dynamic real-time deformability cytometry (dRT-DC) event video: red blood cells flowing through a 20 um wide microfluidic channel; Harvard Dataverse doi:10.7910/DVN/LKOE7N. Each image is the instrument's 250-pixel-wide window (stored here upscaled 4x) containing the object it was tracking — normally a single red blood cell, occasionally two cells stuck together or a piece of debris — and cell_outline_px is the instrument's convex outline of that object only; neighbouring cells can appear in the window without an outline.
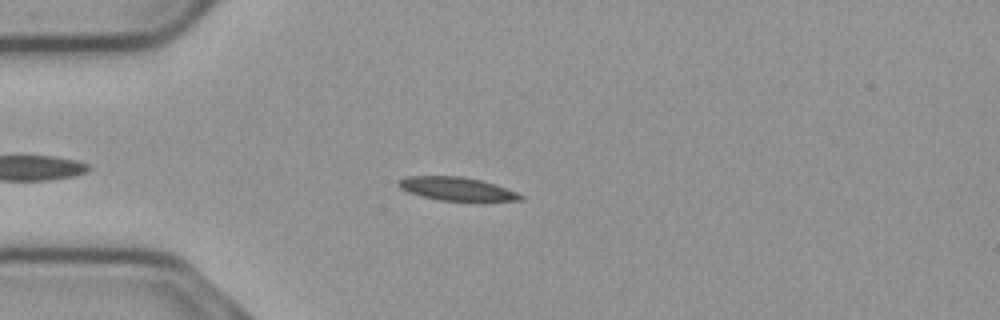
{"species": "common noctule bat (a hibernating species)", "species_latin": "Nyctalus noctula", "temperature_condition": "cold", "stored_images_in_passage": 49, "camera_frame_rate_fps": 3000, "um_per_image_px": 0.085, "animal": {"sex": "male", "body_mass_g": 23.1, "forearm_length_mm": 52.7}, "frame": {"image": 1, "passage_image": 8, "time_ms": 2.333, "image_size_px": [1000, 320], "cell_outline_px": [[524, 200], [440, 200], [420, 196], [408, 192], [400, 188], [396, 184], [396, 180], [404, 176], [464, 176], [496, 184], [516, 192], [524, 196]], "centroid_in_image_um": [38.75, 16.03], "position_along_channel_um": 46.3, "area_um2": 16.59}}
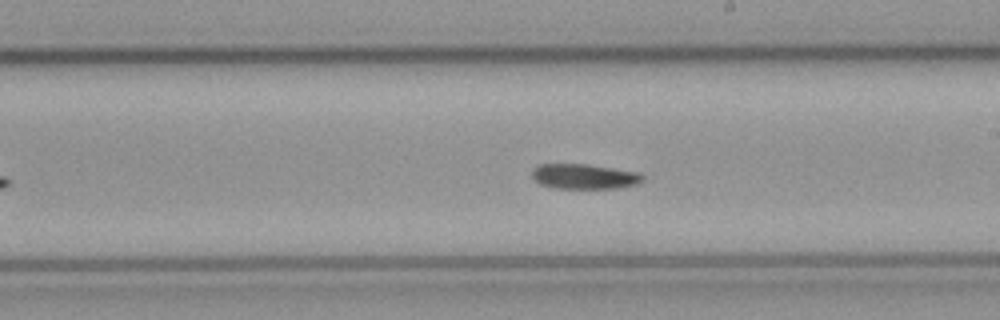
{"frame": {"image": 2, "passage_image": 25, "time_ms": 8.0, "image_size_px": [1000, 320], "cell_outline_px": [[644, 180], [636, 184], [620, 188], [556, 188], [540, 184], [532, 176], [532, 168], [540, 164], [588, 164], [640, 172], [644, 176]], "centroid_in_image_um": [49.69, 14.99], "position_along_channel_um": 239.3, "area_um2": 16.24}}
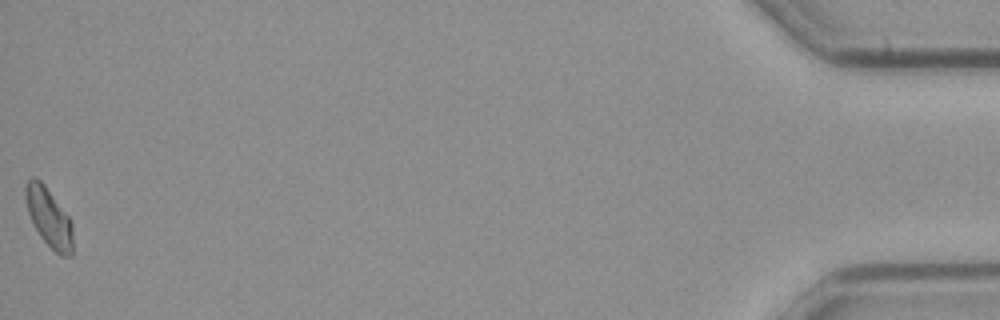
{"frame": {"image": 3, "passage_image": 49, "time_ms": 16.0, "image_size_px": [1000, 320], "cell_outline_px": [[72, 256], [60, 256], [40, 236], [28, 212], [24, 196], [24, 188], [28, 180], [32, 176], [36, 176], [44, 184], [68, 216], [72, 224]], "centroid_in_image_um": [4.14, 18.45], "position_along_channel_um": 431.1, "area_um2": 16.07}}